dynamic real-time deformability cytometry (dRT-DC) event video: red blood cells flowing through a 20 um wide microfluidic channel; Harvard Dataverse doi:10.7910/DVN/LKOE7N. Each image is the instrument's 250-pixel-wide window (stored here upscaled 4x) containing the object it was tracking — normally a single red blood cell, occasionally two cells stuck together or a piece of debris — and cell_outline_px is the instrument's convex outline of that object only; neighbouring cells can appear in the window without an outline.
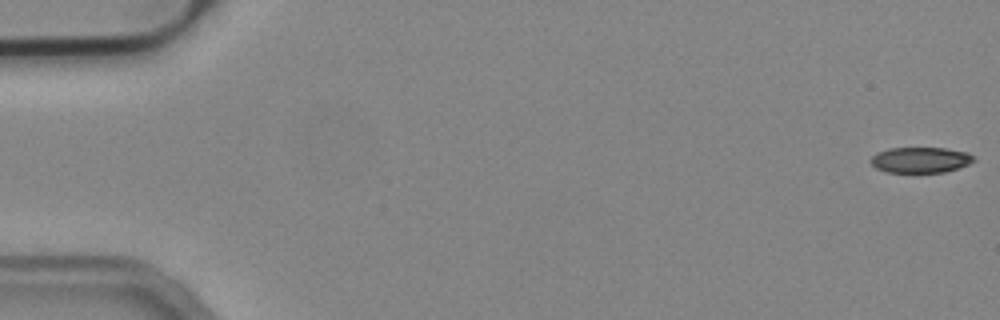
{"species": "common noctule bat (a hibernating species)", "species_latin": "Nyctalus noctula", "temperature_condition": "cold", "stored_images_in_passage": 13, "camera_frame_rate_fps": 3000, "um_per_image_px": 0.085, "animal": {"sex": "male", "body_mass_g": 19.2, "forearm_length_mm": 51.8}, "frame": {"image": 1, "passage_image": 1, "time_ms": 0.0, "image_size_px": [1000, 320], "cell_outline_px": [[976, 160], [968, 164], [944, 172], [888, 172], [876, 168], [868, 160], [876, 152], [888, 148], [944, 148], [968, 152], [976, 156]], "centroid_in_image_um": [78.23, 13.58], "position_along_channel_um": 6.8, "area_um2": 15.49}}